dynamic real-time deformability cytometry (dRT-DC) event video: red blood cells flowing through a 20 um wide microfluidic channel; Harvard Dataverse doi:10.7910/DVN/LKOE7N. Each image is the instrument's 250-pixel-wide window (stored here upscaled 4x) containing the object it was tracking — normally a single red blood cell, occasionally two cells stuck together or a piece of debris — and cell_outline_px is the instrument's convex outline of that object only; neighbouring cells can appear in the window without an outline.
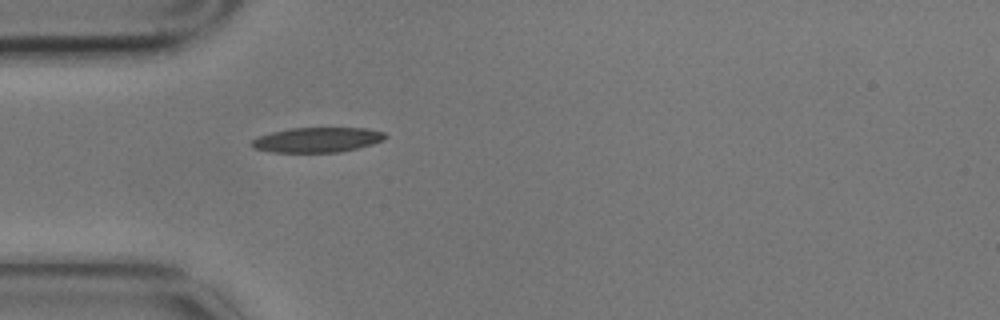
{"species": "common noctule bat (a hibernating species)", "species_latin": "Nyctalus noctula", "temperature_condition": "cold", "stored_images_in_passage": 1, "camera_frame_rate_fps": 3000, "um_per_image_px": 0.085, "animal": {"sex": "male", "body_mass_g": 17.9}, "frame": {"image": 1, "passage_image": 1, "time_ms": 0.0, "image_size_px": [1000, 320], "cell_outline_px": [[388, 136], [384, 140], [372, 144], [340, 152], [272, 152], [252, 148], [248, 144], [256, 136], [288, 128], [368, 128], [384, 132]], "centroid_in_image_um": [26.93, 11.88], "position_along_channel_um": 58.1, "area_um2": 19.59}}